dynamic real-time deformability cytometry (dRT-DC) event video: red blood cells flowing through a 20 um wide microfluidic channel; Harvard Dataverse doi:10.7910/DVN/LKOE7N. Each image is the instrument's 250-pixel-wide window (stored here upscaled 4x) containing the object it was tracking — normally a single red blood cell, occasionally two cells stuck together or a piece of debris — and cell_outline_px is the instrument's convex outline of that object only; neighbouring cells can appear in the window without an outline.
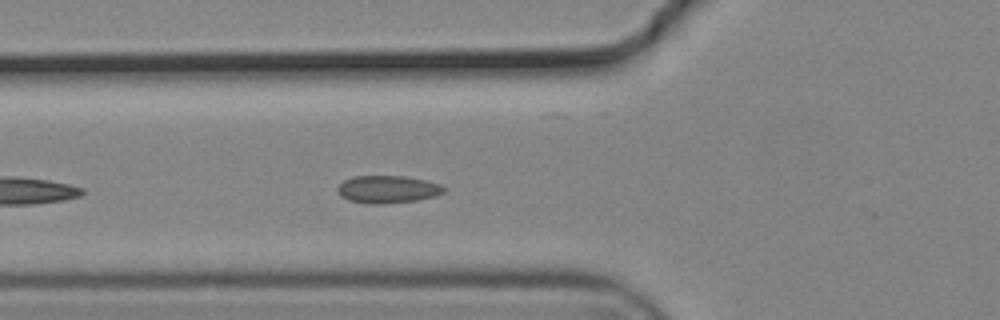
{"species": "common noctule bat (a hibernating species)", "species_latin": "Nyctalus noctula", "temperature_condition": "cold", "stored_images_in_passage": 10, "camera_frame_rate_fps": 3000, "um_per_image_px": 0.085, "animal": {"sex": "male", "body_mass_g": 19.2, "forearm_length_mm": 51.8}, "frame": {"image": 1, "passage_image": 6, "time_ms": 1.667, "image_size_px": [1000, 320], "cell_outline_px": [[444, 192], [436, 196], [416, 200], [380, 204], [368, 204], [348, 200], [340, 196], [336, 192], [336, 188], [344, 180], [352, 176], [404, 176], [424, 180], [440, 184], [444, 188]], "centroid_in_image_um": [32.89, 16.09], "position_along_channel_um": 92.9, "area_um2": 17.11}}